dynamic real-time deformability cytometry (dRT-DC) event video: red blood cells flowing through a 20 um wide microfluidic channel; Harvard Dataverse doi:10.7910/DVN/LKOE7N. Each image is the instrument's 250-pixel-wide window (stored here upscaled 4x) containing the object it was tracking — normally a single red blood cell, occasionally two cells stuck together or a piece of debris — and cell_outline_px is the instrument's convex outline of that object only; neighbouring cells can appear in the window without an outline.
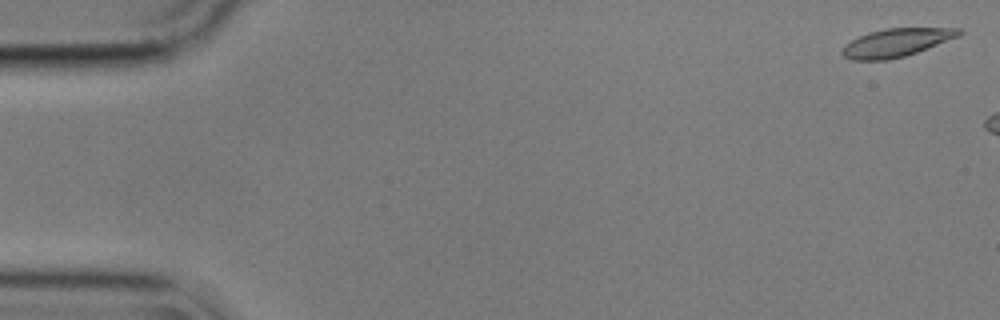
{"species": "common noctule bat (a hibernating species)", "species_latin": "Nyctalus noctula", "temperature_condition": "cold", "stored_images_in_passage": 8, "camera_frame_rate_fps": 3000, "um_per_image_px": 0.085, "animal": {"sex": "male", "body_mass_g": 17.9}, "frame": {"image": 1, "passage_image": 2, "time_ms": 0.333, "image_size_px": [1000, 320], "cell_outline_px": [[964, 32], [960, 36], [916, 52], [904, 56], [888, 60], [852, 60], [844, 56], [840, 52], [840, 48], [844, 44], [868, 32], [888, 28], [960, 28]], "centroid_in_image_um": [76.16, 3.62], "position_along_channel_um": 8.8, "area_um2": 19.19}}